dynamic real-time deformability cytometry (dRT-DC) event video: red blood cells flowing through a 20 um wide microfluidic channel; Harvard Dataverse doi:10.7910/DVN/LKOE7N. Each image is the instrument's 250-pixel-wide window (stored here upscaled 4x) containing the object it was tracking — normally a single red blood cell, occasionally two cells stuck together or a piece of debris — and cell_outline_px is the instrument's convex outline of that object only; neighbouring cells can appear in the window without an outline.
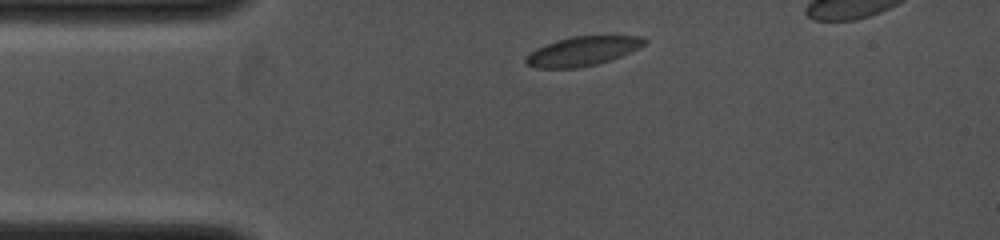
{"species": "common noctule bat (a hibernating species)", "species_latin": "Nyctalus noctula", "temperature_condition": "cold", "stored_images_in_passage": 11, "camera_frame_rate_fps": 4000, "um_per_image_px": 0.085, "animal": {"sex": "female", "body_mass_g": 19.0, "forearm_length_mm": 53.3}, "frame": {"image": 1, "passage_image": 1, "time_ms": 0.0, "image_size_px": [1000, 240], "cell_outline_px": [[648, 40], [640, 48], [620, 56], [596, 64], [576, 68], [536, 68], [524, 64], [524, 60], [536, 48], [544, 44], [556, 40], [572, 36], [644, 36]], "centroid_in_image_um": [49.51, 4.34], "position_along_channel_um": 35.5, "area_um2": 20.17}}
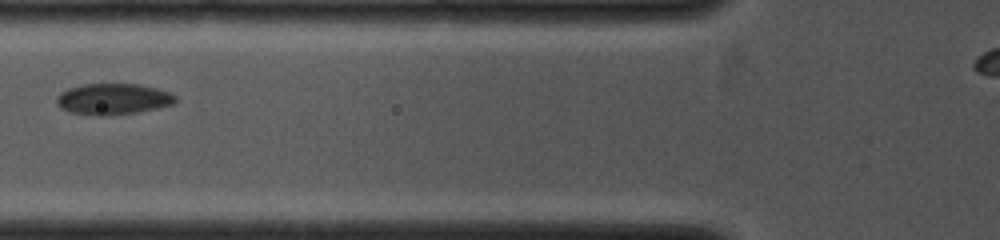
{"frame": {"image": 2, "passage_image": 8, "time_ms": 2.25, "image_size_px": [1000, 240], "cell_outline_px": [[176, 104], [160, 108], [136, 112], [104, 116], [96, 116], [72, 112], [60, 108], [56, 104], [56, 96], [60, 92], [68, 88], [84, 84], [140, 84], [156, 88], [168, 92], [176, 96]], "centroid_in_image_um": [9.61, 8.42], "position_along_channel_um": 116.2, "area_um2": 21.73}}
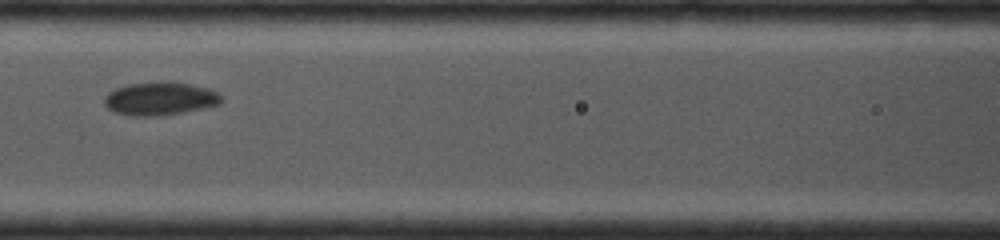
{"frame": {"image": 3, "passage_image": 10, "time_ms": 3.0, "image_size_px": [1000, 240], "cell_outline_px": [[220, 100], [216, 104], [200, 108], [180, 112], [148, 116], [136, 116], [116, 112], [108, 108], [104, 104], [104, 100], [108, 92], [116, 88], [132, 84], [188, 84], [208, 88], [216, 92], [220, 96]], "centroid_in_image_um": [13.53, 8.41], "position_along_channel_um": 153.1, "area_um2": 21.15}}